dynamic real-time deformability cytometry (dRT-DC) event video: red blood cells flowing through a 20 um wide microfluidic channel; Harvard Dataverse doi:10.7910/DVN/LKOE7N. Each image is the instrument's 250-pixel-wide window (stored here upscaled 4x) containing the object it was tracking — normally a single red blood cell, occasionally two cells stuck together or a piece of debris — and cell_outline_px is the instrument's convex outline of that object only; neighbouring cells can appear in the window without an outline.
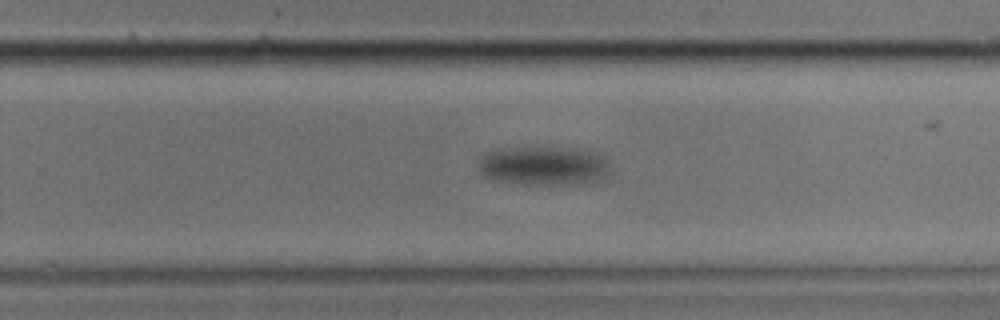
{"species": "common noctule bat (a hibernating species)", "species_latin": "Nyctalus noctula", "temperature_condition": "cold", "stored_images_in_passage": 51, "camera_frame_rate_fps": 3000, "um_per_image_px": 0.085, "animal": {"sex": "male", "body_mass_g": 17.9}, "frame": {"image": 1, "passage_image": 31, "time_ms": 10.0, "image_size_px": [1000, 320], "cell_outline_px": [[612, 176], [604, 180], [588, 184], [524, 184], [496, 180], [484, 176], [476, 168], [476, 164], [480, 156], [488, 152], [500, 148], [584, 148], [604, 152], [612, 168]], "centroid_in_image_um": [46.37, 14.09], "position_along_channel_um": 283.4, "area_um2": 31.33}}
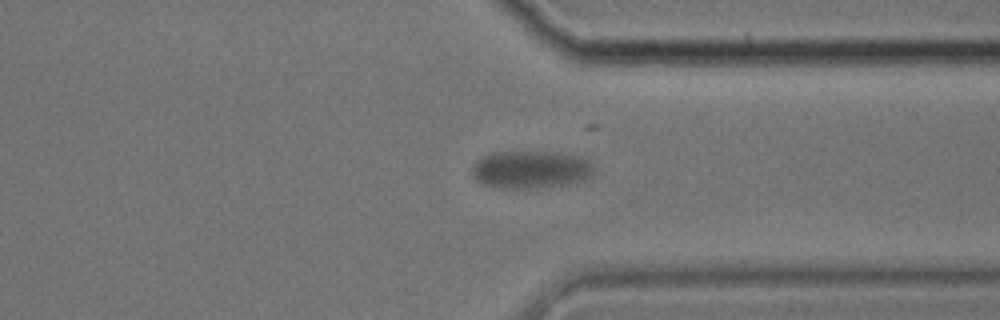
{"frame": {"image": 2, "passage_image": 41, "time_ms": 13.333, "image_size_px": [1000, 320], "cell_outline_px": [[592, 176], [584, 180], [568, 184], [536, 188], [500, 188], [484, 184], [476, 180], [472, 172], [472, 168], [476, 160], [492, 152], [556, 152], [580, 156], [588, 160], [592, 164]], "centroid_in_image_um": [45.12, 14.41], "position_along_channel_um": 366.3, "area_um2": 26.76}}
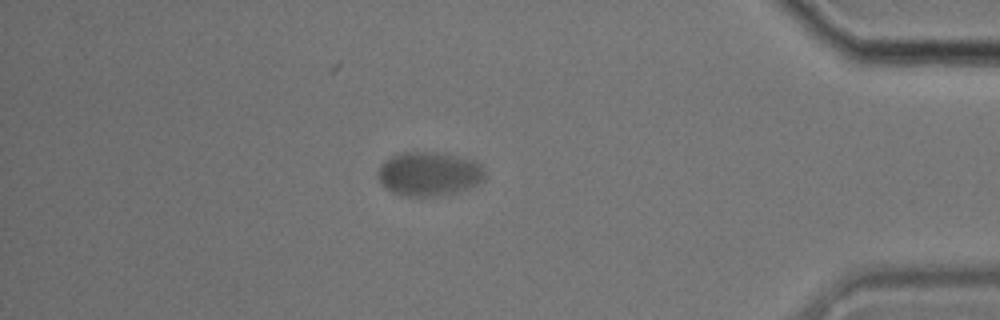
{"frame": {"image": 3, "passage_image": 50, "time_ms": 16.333, "image_size_px": [1000, 320], "cell_outline_px": [[484, 180], [468, 188], [436, 196], [408, 196], [392, 192], [380, 184], [380, 164], [384, 160], [392, 156], [404, 152], [436, 152], [456, 156], [472, 160], [480, 164], [484, 168]], "centroid_in_image_um": [36.46, 14.77], "position_along_channel_um": 398.7, "area_um2": 27.05}}